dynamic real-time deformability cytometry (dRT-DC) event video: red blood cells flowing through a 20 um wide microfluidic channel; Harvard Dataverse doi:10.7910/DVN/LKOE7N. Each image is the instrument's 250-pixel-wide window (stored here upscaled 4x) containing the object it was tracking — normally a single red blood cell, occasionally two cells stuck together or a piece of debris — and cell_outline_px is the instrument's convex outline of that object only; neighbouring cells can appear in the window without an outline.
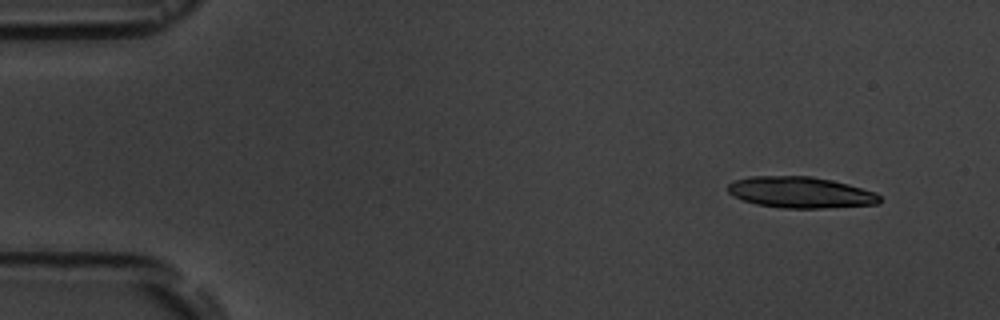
{"species": "common noctule bat (a hibernating species)", "species_latin": "Nyctalus noctula", "temperature_condition": "room temperature", "stored_images_in_passage": 8, "camera_frame_rate_fps": 3000, "um_per_image_px": 0.085, "animal": {"sex": "male", "body_mass_g": 19.5, "forearm_length_mm": 54.6}, "frame": {"image": 1, "passage_image": 1, "time_ms": 0.0, "image_size_px": [1000, 320], "cell_outline_px": [[880, 204], [824, 208], [780, 208], [756, 204], [744, 200], [728, 192], [728, 184], [732, 180], [748, 176], [812, 176], [832, 180], [848, 184], [876, 192], [880, 196]], "centroid_in_image_um": [68.05, 16.35], "position_along_channel_um": 17.0, "area_um2": 27.74}}
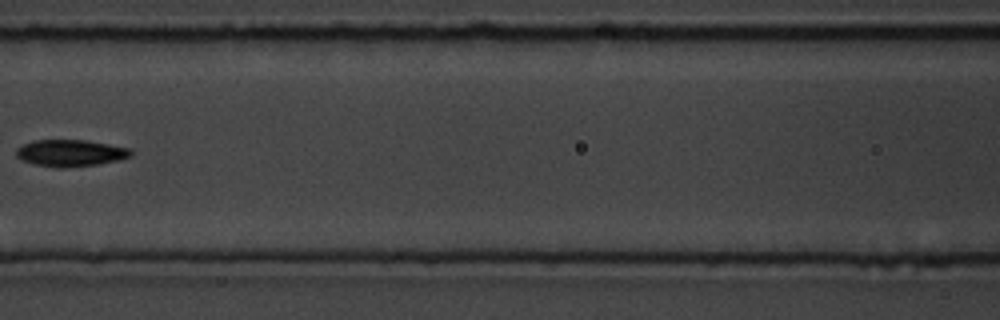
{"frame": {"image": 2, "passage_image": 7, "time_ms": 7.0, "image_size_px": [1000, 320], "cell_outline_px": [[132, 156], [116, 160], [96, 164], [64, 168], [56, 168], [36, 164], [20, 160], [16, 156], [16, 148], [32, 140], [84, 140], [108, 144], [128, 148], [132, 152]], "centroid_in_image_um": [5.93, 13.0], "position_along_channel_um": 160.7, "area_um2": 17.74}}
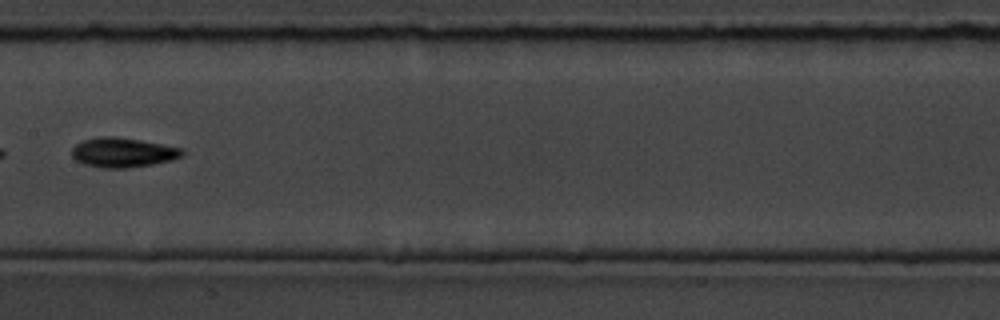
{"frame": {"image": 3, "passage_image": 8, "time_ms": 8.0, "image_size_px": [1000, 320], "cell_outline_px": [[184, 156], [172, 160], [152, 164], [128, 168], [104, 168], [84, 164], [76, 160], [72, 156], [72, 148], [76, 144], [84, 140], [100, 136], [116, 136], [140, 140], [180, 148], [184, 152]], "centroid_in_image_um": [10.43, 12.96], "position_along_channel_um": 197.0, "area_um2": 18.96}}